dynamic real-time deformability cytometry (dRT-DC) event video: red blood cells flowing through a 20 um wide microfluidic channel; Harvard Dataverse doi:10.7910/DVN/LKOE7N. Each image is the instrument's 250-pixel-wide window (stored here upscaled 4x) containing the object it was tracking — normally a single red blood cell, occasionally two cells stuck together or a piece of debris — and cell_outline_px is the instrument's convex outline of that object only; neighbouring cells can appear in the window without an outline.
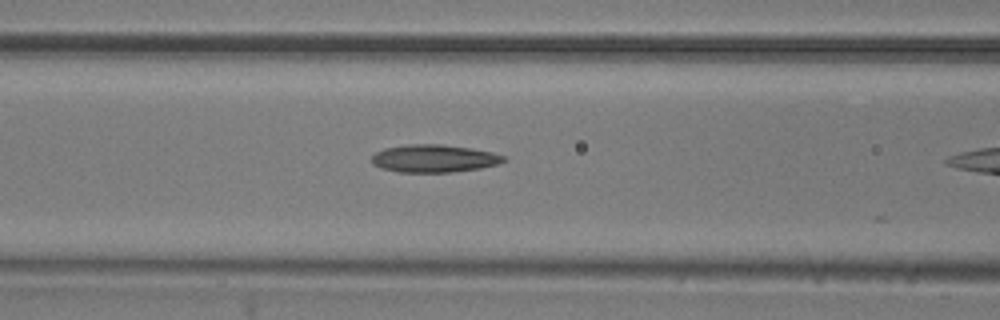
{"species": "common noctule bat (a hibernating species)", "species_latin": "Nyctalus noctula", "temperature_condition": "room temperature", "stored_images_in_passage": 8, "camera_frame_rate_fps": 3000, "um_per_image_px": 0.085, "animal": {"sex": "male", "body_mass_g": 20.5, "forearm_length_mm": 52.5}, "frame": {"image": 1, "passage_image": 3, "time_ms": 0.667, "image_size_px": [1000, 320], "cell_outline_px": [[508, 160], [500, 164], [480, 168], [452, 172], [396, 172], [380, 168], [372, 164], [372, 156], [376, 152], [384, 148], [408, 144], [440, 144], [472, 148], [492, 152], [508, 156]], "centroid_in_image_um": [36.93, 13.47], "position_along_channel_um": 129.7, "area_um2": 21.62}}
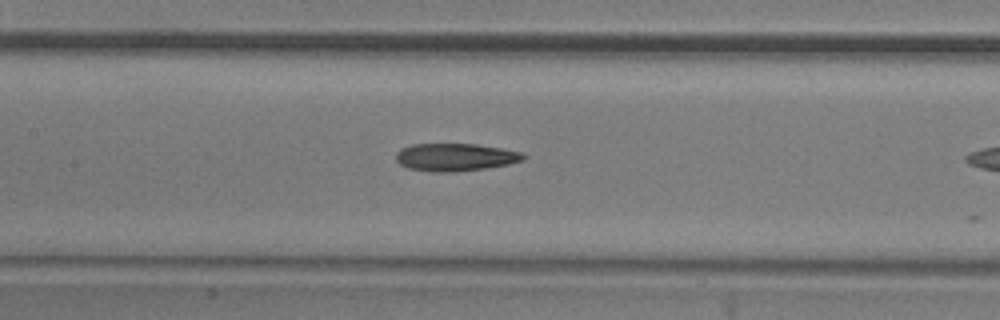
{"frame": {"image": 2, "passage_image": 6, "time_ms": 1.667, "image_size_px": [1000, 320], "cell_outline_px": [[528, 156], [524, 160], [508, 164], [484, 168], [452, 172], [432, 172], [408, 168], [400, 164], [396, 160], [396, 152], [400, 148], [412, 144], [476, 144], [524, 152]], "centroid_in_image_um": [38.7, 13.35], "position_along_channel_um": 168.7, "area_um2": 20.63}}